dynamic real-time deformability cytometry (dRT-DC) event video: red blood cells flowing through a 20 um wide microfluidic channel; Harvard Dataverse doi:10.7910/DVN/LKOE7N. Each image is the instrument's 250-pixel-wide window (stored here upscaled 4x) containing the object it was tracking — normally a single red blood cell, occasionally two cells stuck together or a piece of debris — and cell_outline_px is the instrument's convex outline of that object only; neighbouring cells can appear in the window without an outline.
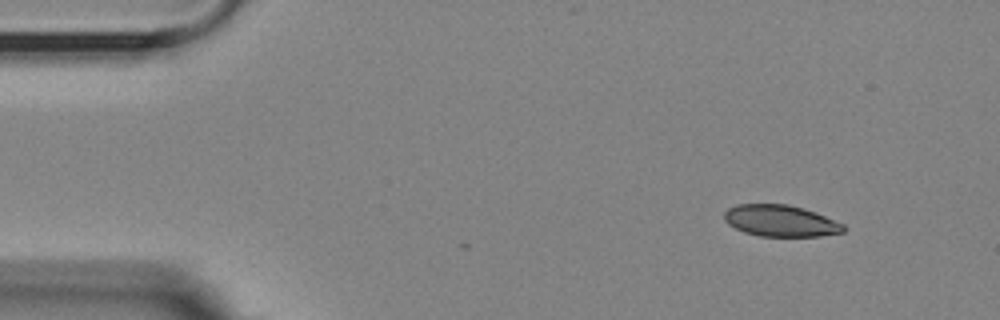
{"species": "Egyptian fruit bat (a non-hibernating species)", "species_latin": "Rousettus aegyptiacus", "temperature_condition": "room temperature", "stored_images_in_passage": 3, "camera_frame_rate_fps": 3000, "um_per_image_px": 0.085, "animal": {"sex": "female"}, "frame": {"image": 1, "passage_image": 1, "time_ms": 0.0, "image_size_px": [1000, 320], "cell_outline_px": [[844, 232], [820, 236], [760, 236], [744, 232], [728, 224], [724, 220], [724, 212], [728, 208], [736, 204], [788, 204], [804, 208], [816, 212], [844, 224]], "centroid_in_image_um": [66.34, 18.76], "position_along_channel_um": 18.7, "area_um2": 21.96}}